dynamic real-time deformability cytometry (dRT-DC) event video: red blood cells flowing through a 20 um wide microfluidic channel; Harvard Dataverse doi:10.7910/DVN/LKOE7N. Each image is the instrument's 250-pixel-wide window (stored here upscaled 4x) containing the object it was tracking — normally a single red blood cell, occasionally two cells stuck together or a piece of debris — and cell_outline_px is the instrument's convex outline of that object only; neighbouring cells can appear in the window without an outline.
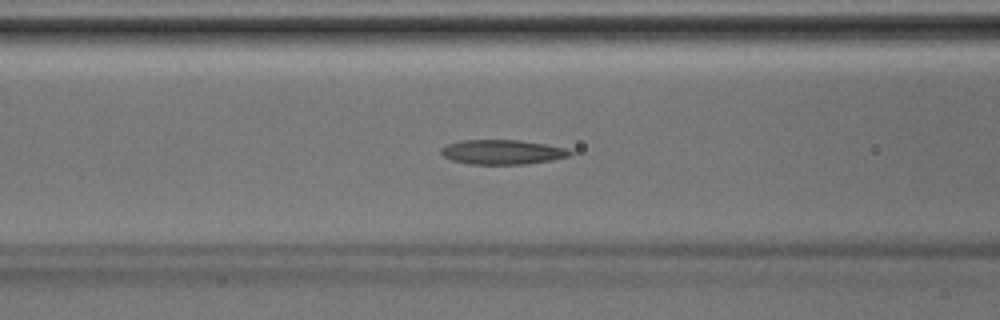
{"species": "Egyptian fruit bat (a non-hibernating species)", "species_latin": "Rousettus aegyptiacus", "temperature_condition": "room temperature", "stored_images_in_passage": 41, "camera_frame_rate_fps": 3000, "um_per_image_px": 0.085, "animal": {"sex": "male"}, "frame": {"image": 1, "passage_image": 16, "time_ms": 5.0, "image_size_px": [1000, 320], "cell_outline_px": [[572, 152], [568, 156], [552, 160], [524, 164], [468, 164], [452, 160], [444, 156], [440, 152], [440, 148], [448, 144], [460, 140], [520, 140], [568, 148]], "centroid_in_image_um": [42.67, 12.92], "position_along_channel_um": 123.9, "area_um2": 18.44}}
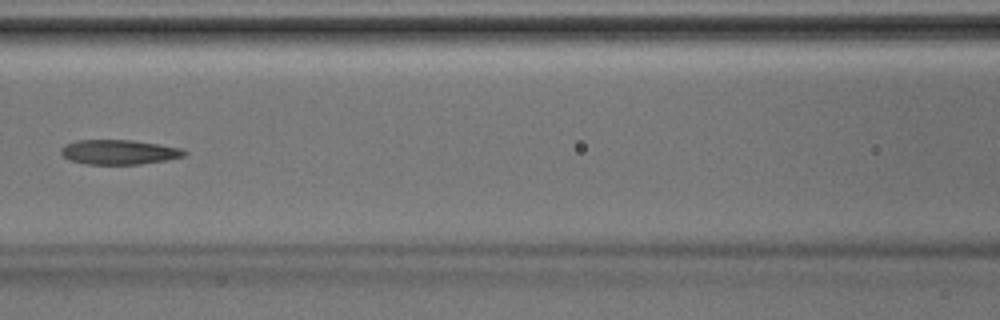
{"frame": {"image": 2, "passage_image": 18, "time_ms": 5.667, "image_size_px": [1000, 320], "cell_outline_px": [[188, 152], [184, 156], [168, 160], [140, 164], [88, 164], [68, 160], [60, 152], [60, 148], [64, 144], [76, 140], [132, 140], [160, 144], [180, 148]], "centroid_in_image_um": [10.1, 12.92], "position_along_channel_um": 156.5, "area_um2": 17.86}}
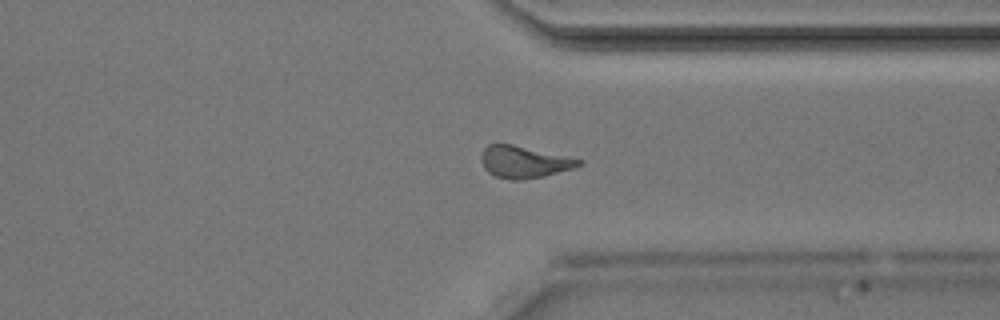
{"frame": {"image": 3, "passage_image": 31, "time_ms": 10.0, "image_size_px": [1000, 320], "cell_outline_px": [[584, 164], [572, 168], [544, 176], [520, 180], [512, 180], [496, 176], [488, 172], [484, 168], [480, 160], [480, 156], [484, 148], [488, 144], [512, 144], [584, 160]], "centroid_in_image_um": [44.52, 13.76], "position_along_channel_um": 366.9, "area_um2": 18.09}}